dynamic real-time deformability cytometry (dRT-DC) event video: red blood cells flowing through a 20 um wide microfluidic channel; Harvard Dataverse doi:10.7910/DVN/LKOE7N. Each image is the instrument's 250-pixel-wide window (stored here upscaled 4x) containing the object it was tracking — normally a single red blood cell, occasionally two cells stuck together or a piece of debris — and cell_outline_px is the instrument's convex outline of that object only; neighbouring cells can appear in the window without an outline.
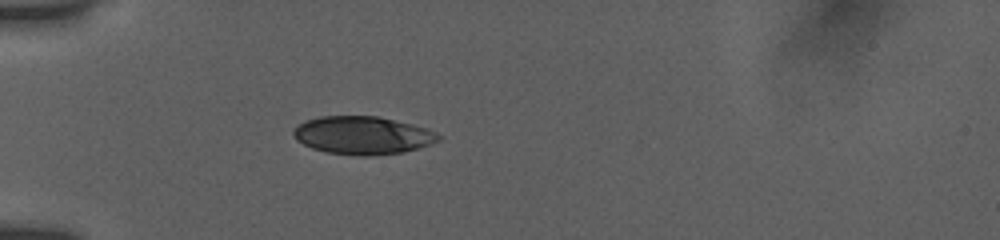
{"species": "human", "species_latin": "Homo sapiens", "temperature_condition": "room temperature", "stored_images_in_passage": 38, "camera_frame_rate_fps": 3000, "um_per_image_px": 0.085, "donor": {"sex": "female"}, "frame": {"image": 1, "passage_image": 1, "time_ms": 0.0, "image_size_px": [1000, 240], "cell_outline_px": [[440, 140], [404, 152], [368, 156], [360, 156], [328, 152], [312, 148], [296, 140], [292, 136], [292, 132], [304, 120], [320, 116], [376, 116], [412, 124], [428, 128], [436, 132], [440, 136]], "centroid_in_image_um": [30.8, 11.5], "position_along_channel_um": 54.2, "area_um2": 31.96}}
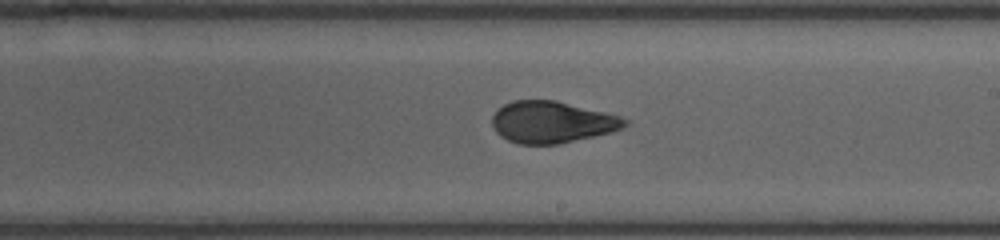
{"frame": {"image": 2, "passage_image": 17, "time_ms": 5.333, "image_size_px": [1000, 240], "cell_outline_px": [[628, 124], [624, 128], [612, 132], [560, 144], [520, 144], [508, 140], [500, 136], [492, 128], [492, 116], [504, 104], [512, 100], [556, 100], [620, 116], [628, 120]], "centroid_in_image_um": [46.92, 10.38], "position_along_channel_um": 242.1, "area_um2": 32.31}}
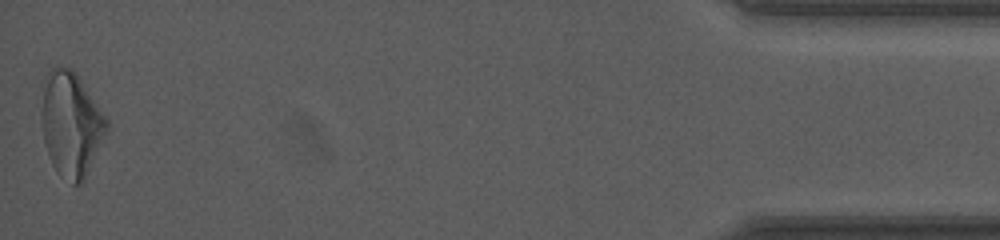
{"frame": {"image": 3, "passage_image": 38, "time_ms": 12.333, "image_size_px": [1000, 240], "cell_outline_px": [[108, 128], [84, 180], [80, 184], [72, 184], [52, 164], [44, 140], [40, 120], [40, 112], [44, 76], [56, 64], [60, 64], [72, 68], [76, 72], [108, 116]], "centroid_in_image_um": [6.03, 10.44], "position_along_channel_um": 429.2, "area_um2": 40.17}, "authors_computed_cell_mechanics": {"area_um2": 32.7726, "velocity_mm_per_s": 3.8324, "shape_relaxation_time_tau1_ms": 6.505, "shape_relaxation_time_tau2_ms": 1.2719, "deformation_change_tau1": 0.185, "deformation_change_tau2": 0.0614}}